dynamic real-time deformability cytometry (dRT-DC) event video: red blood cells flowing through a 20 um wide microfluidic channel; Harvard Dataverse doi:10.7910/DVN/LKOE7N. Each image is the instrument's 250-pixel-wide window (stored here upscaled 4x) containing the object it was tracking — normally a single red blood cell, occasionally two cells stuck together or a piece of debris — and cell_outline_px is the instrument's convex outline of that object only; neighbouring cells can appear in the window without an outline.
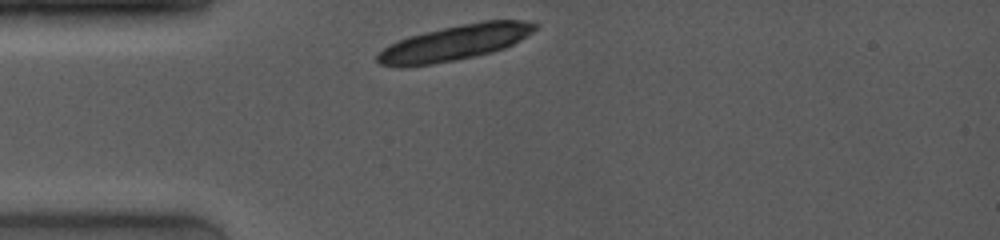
{"species": "common noctule bat (a hibernating species)", "species_latin": "Nyctalus noctula", "temperature_condition": "room temperature", "stored_images_in_passage": 2, "camera_frame_rate_fps": 4000, "um_per_image_px": 0.085, "animal": {"sex": "female", "body_mass_g": 19.0, "forearm_length_mm": 53.3}, "frame": {"image": 1, "passage_image": 1, "time_ms": 0.0, "image_size_px": [1000, 240], "cell_outline_px": [[540, 24], [532, 32], [520, 40], [504, 48], [492, 52], [456, 60], [432, 64], [404, 68], [400, 68], [380, 64], [376, 60], [376, 56], [384, 48], [400, 40], [412, 36], [444, 28], [484, 20], [520, 20]], "centroid_in_image_um": [38.66, 3.65], "position_along_channel_um": 46.3, "area_um2": 32.02}}